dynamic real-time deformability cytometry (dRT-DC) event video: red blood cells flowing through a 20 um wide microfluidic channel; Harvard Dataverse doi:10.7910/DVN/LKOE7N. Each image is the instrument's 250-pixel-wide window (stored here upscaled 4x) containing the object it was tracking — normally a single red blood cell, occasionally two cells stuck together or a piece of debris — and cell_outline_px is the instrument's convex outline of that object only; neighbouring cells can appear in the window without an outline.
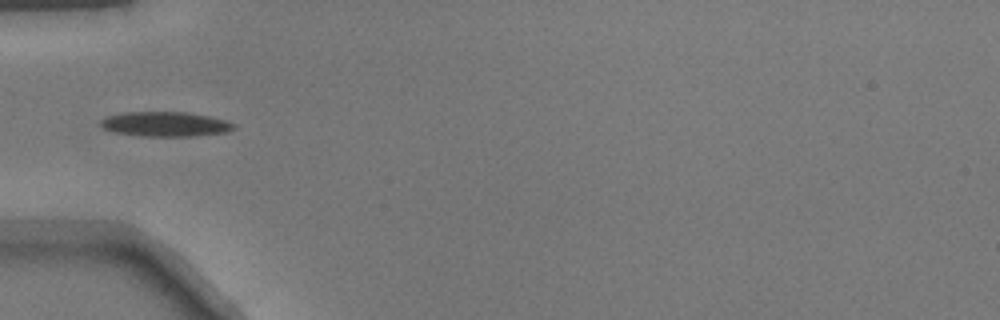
{"species": "common noctule bat (a hibernating species)", "species_latin": "Nyctalus noctula", "temperature_condition": "warm", "stored_images_in_passage": 33, "camera_frame_rate_fps": 3000, "um_per_image_px": 0.085, "animal": {"sex": "male", "body_mass_g": 17.9}, "frame": {"image": 1, "passage_image": 1, "time_ms": 0.0, "image_size_px": [1000, 320], "cell_outline_px": [[236, 128], [228, 132], [192, 136], [140, 136], [112, 132], [104, 128], [100, 124], [100, 120], [108, 116], [124, 112], [188, 112], [212, 116], [228, 120], [236, 124]], "centroid_in_image_um": [14.11, 10.55], "position_along_channel_um": 70.9, "area_um2": 19.48}}
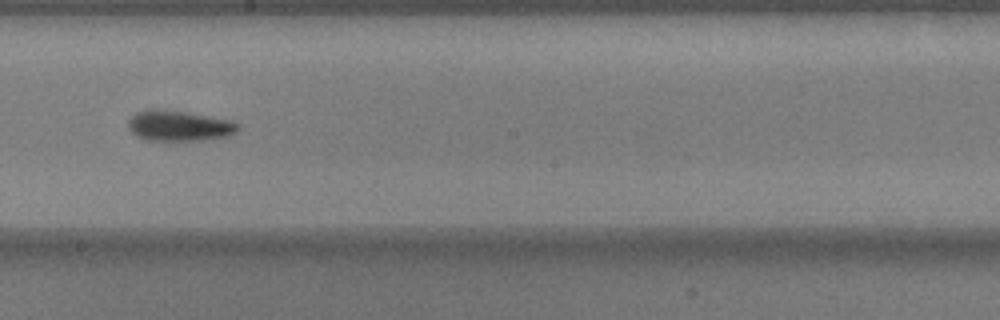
{"frame": {"image": 2, "passage_image": 13, "time_ms": 4.0, "image_size_px": [1000, 320], "cell_outline_px": [[240, 128], [236, 132], [228, 136], [204, 140], [144, 140], [136, 136], [128, 128], [128, 120], [136, 112], [148, 108], [156, 108], [188, 112], [228, 120], [240, 124]], "centroid_in_image_um": [15.19, 10.68], "position_along_channel_um": 233.0, "area_um2": 19.71}}
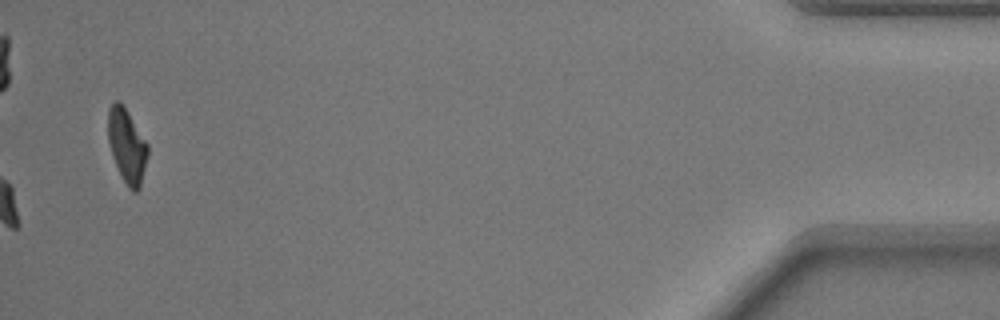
{"frame": {"image": 3, "passage_image": 33, "time_ms": 10.667, "image_size_px": [1000, 320], "cell_outline_px": [[148, 156], [140, 188], [136, 192], [132, 192], [128, 188], [112, 156], [108, 140], [108, 108], [116, 100], [120, 100], [128, 112], [148, 144]], "centroid_in_image_um": [10.79, 12.39], "position_along_channel_um": 424.4, "area_um2": 17.11}}